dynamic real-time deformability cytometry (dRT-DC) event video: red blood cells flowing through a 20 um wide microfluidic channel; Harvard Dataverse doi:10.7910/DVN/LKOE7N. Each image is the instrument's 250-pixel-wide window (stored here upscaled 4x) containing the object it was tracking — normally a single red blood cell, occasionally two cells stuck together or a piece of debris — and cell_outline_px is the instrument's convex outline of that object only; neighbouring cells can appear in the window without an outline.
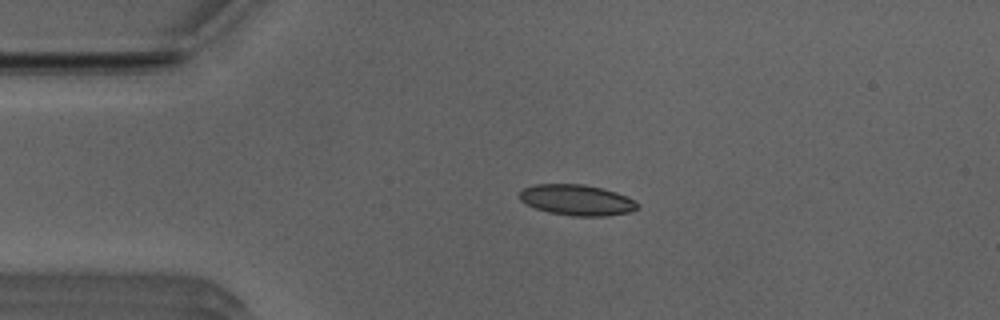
{"species": "Egyptian fruit bat (a non-hibernating species)", "species_latin": "Rousettus aegyptiacus", "temperature_condition": "room temperature", "stored_images_in_passage": 18, "camera_frame_rate_fps": 3000, "um_per_image_px": 0.085, "animal": {"sex": "male"}, "frame": {"image": 1, "passage_image": 10, "time_ms": 3.0, "image_size_px": [1000, 320], "cell_outline_px": [[640, 208], [632, 212], [608, 216], [572, 216], [548, 212], [536, 208], [520, 200], [520, 192], [524, 188], [536, 184], [584, 184], [604, 188], [616, 192], [640, 204]], "centroid_in_image_um": [49.08, 17.01], "position_along_channel_um": 35.9, "area_um2": 21.21}}
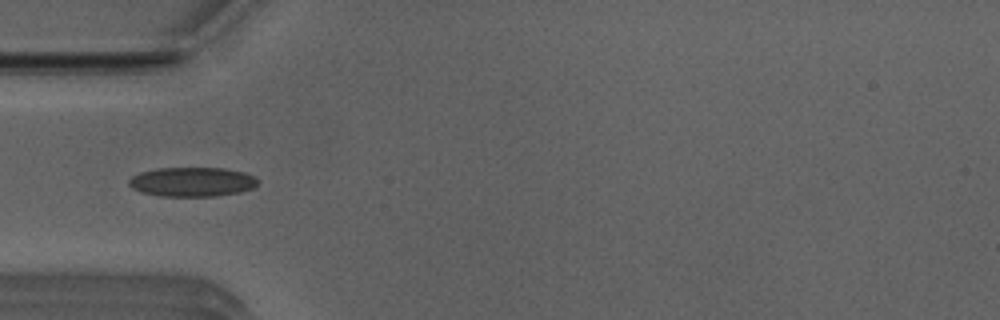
{"frame": {"image": 2, "passage_image": 15, "time_ms": 4.667, "image_size_px": [1000, 320], "cell_outline_px": [[256, 184], [252, 188], [240, 192], [216, 196], [160, 196], [140, 192], [132, 188], [128, 184], [128, 180], [132, 176], [140, 172], [156, 168], [224, 168], [244, 172], [256, 176]], "centroid_in_image_um": [16.3, 15.45], "position_along_channel_um": 68.7, "area_um2": 22.14}}